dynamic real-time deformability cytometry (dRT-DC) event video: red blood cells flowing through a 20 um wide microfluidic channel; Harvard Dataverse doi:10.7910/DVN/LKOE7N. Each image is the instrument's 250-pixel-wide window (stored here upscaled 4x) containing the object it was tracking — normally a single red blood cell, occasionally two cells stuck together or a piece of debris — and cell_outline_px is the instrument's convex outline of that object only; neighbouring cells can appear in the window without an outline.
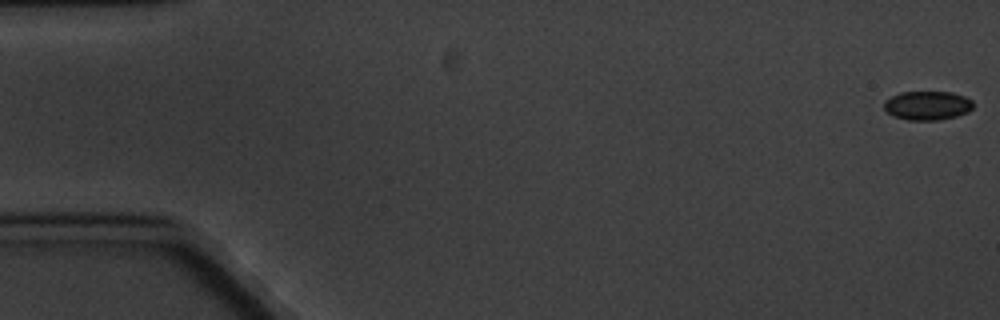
{"species": "common noctule bat (a hibernating species)", "species_latin": "Nyctalus noctula", "temperature_condition": "cold", "stored_images_in_passage": 11, "camera_frame_rate_fps": 3000, "um_per_image_px": 0.085, "animal": {"sex": "male", "body_mass_g": 20.1, "forearm_length_mm": 53.5}, "frame": {"image": 1, "passage_image": 1, "time_ms": 0.0, "image_size_px": [1000, 320], "cell_outline_px": [[972, 108], [968, 112], [956, 116], [940, 120], [908, 120], [892, 116], [884, 108], [884, 100], [900, 92], [952, 92], [964, 96], [972, 100]], "centroid_in_image_um": [78.82, 8.97], "position_along_channel_um": 6.2, "area_um2": 15.09}}
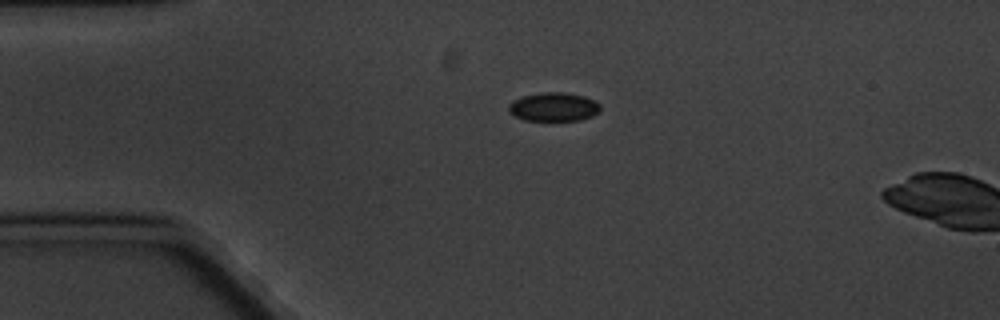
{"frame": {"image": 2, "passage_image": 4, "time_ms": 4.333, "image_size_px": [1000, 320], "cell_outline_px": [[600, 108], [592, 116], [580, 120], [524, 120], [508, 112], [508, 104], [512, 100], [524, 96], [544, 92], [564, 92], [584, 96], [596, 100], [600, 104]], "centroid_in_image_um": [47.05, 9.08], "position_along_channel_um": 37.9, "area_um2": 15.32}}
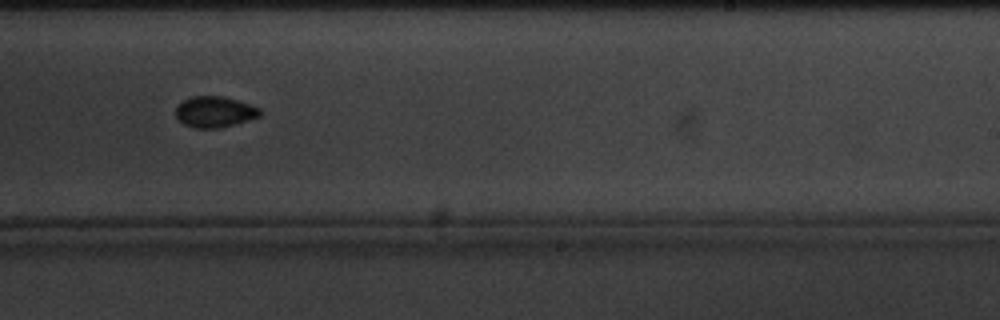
{"frame": {"image": 3, "passage_image": 11, "time_ms": 12.333, "image_size_px": [1000, 320], "cell_outline_px": [[260, 116], [248, 120], [216, 128], [196, 128], [184, 124], [176, 116], [176, 104], [192, 96], [224, 96], [260, 108]], "centroid_in_image_um": [18.21, 9.49], "position_along_channel_um": 270.8, "area_um2": 14.97}}